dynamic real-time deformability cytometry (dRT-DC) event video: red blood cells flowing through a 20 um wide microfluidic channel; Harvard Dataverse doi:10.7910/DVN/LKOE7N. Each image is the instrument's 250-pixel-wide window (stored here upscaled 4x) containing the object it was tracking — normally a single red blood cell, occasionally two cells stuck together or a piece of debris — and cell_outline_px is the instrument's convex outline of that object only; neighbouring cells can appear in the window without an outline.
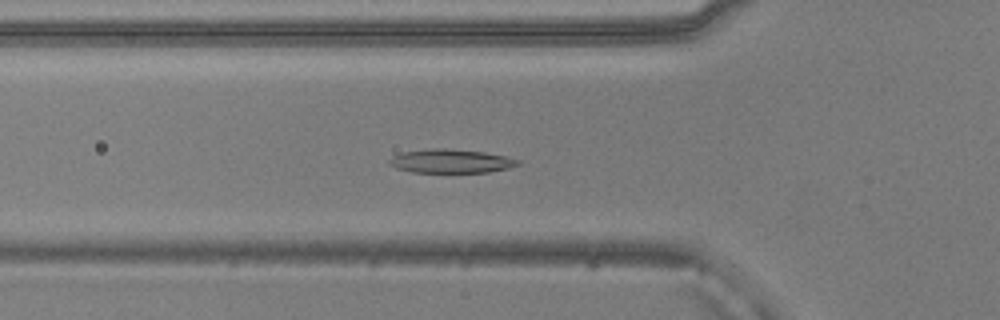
{"species": "common noctule bat (a hibernating species)", "species_latin": "Nyctalus noctula", "temperature_condition": "warm", "stored_images_in_passage": 40, "camera_frame_rate_fps": 3000, "um_per_image_px": 0.085, "animal": {"sex": "male", "body_mass_g": 20.5, "forearm_length_mm": 52.5}, "frame": {"image": 1, "passage_image": 5, "time_ms": 1.333, "image_size_px": [1000, 320], "cell_outline_px": [[520, 164], [508, 168], [488, 172], [412, 172], [396, 168], [388, 164], [388, 160], [392, 156], [400, 152], [432, 148], [444, 148], [484, 152], [504, 156], [520, 160]], "centroid_in_image_um": [38.28, 13.69], "position_along_channel_um": 87.5, "area_um2": 17.8}}
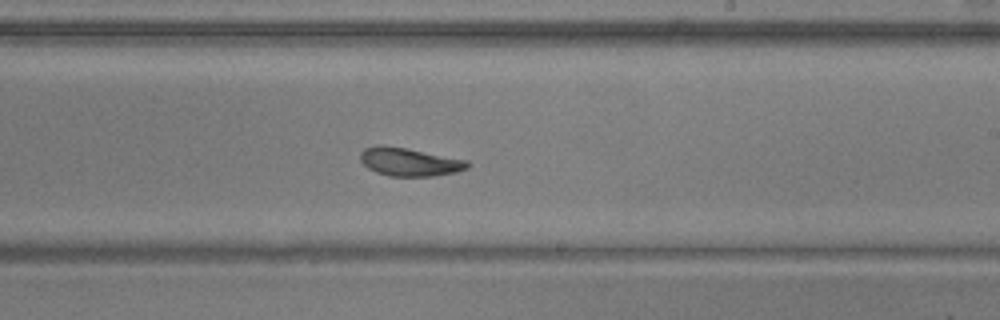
{"frame": {"image": 2, "passage_image": 18, "time_ms": 5.667, "image_size_px": [1000, 320], "cell_outline_px": [[472, 164], [468, 168], [456, 172], [432, 176], [388, 176], [376, 172], [368, 168], [360, 160], [360, 152], [364, 148], [380, 144], [404, 148], [468, 160]], "centroid_in_image_um": [34.8, 13.76], "position_along_channel_um": 254.2, "area_um2": 17.63}}
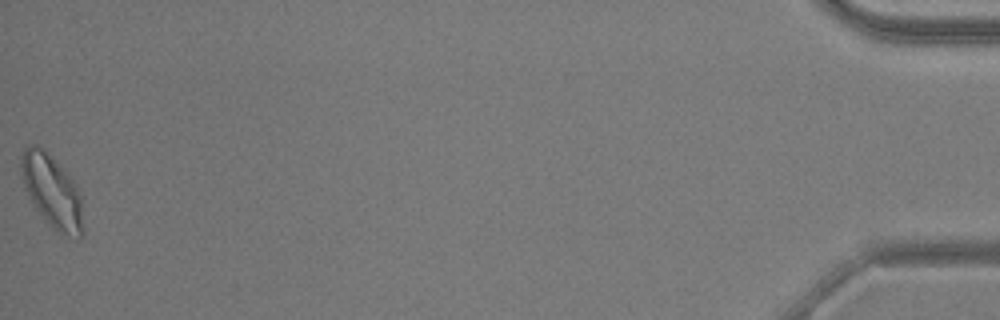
{"frame": {"image": 3, "passage_image": 40, "time_ms": 13.0, "image_size_px": [1000, 320], "cell_outline_px": [[84, 232], [80, 236], [56, 232], [48, 224], [36, 208], [24, 188], [20, 168], [20, 156], [24, 148], [28, 144], [36, 144], [76, 184], [80, 192]], "centroid_in_image_um": [4.39, 16.28], "position_along_channel_um": 430.8, "area_um2": 25.66}, "authors_computed_cell_mechanics": {"area_um2": 17.8891, "velocity_mm_per_s": 3.8331, "shape_relaxation_time_tau1_ms": 3.6446, "shape_relaxation_time_tau2_ms": 2.2081, "deformation_change_tau1": 0.142, "deformation_change_tau2": 0.0698}}